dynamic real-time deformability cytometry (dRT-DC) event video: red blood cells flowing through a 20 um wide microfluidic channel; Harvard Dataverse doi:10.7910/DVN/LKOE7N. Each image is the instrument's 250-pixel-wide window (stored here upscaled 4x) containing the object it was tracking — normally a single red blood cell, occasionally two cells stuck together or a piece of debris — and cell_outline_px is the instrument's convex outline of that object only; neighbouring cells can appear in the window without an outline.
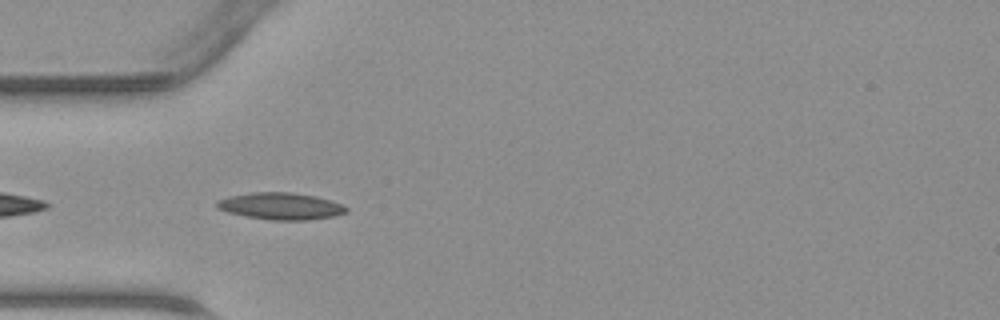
{"species": "common noctule bat (a hibernating species)", "species_latin": "Nyctalus noctula", "temperature_condition": "warm", "stored_images_in_passage": 26, "camera_frame_rate_fps": 3000, "um_per_image_px": 0.085, "animal": {"sex": "male", "body_mass_g": 23.1, "forearm_length_mm": 52.7}, "frame": {"image": 1, "passage_image": 7, "time_ms": 2.0, "image_size_px": [1000, 320], "cell_outline_px": [[348, 212], [332, 216], [308, 220], [272, 220], [248, 216], [228, 212], [216, 208], [216, 200], [228, 196], [252, 192], [292, 192], [316, 196], [332, 200], [344, 204], [348, 208]], "centroid_in_image_um": [23.88, 17.51], "position_along_channel_um": 61.1, "area_um2": 20.4}}
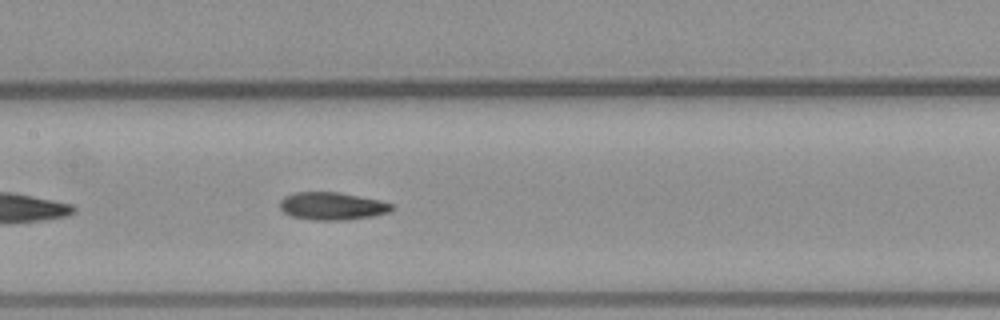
{"frame": {"image": 2, "passage_image": 15, "time_ms": 4.667, "image_size_px": [1000, 320], "cell_outline_px": [[396, 208], [388, 212], [372, 216], [348, 220], [312, 220], [292, 216], [284, 212], [280, 208], [280, 200], [284, 196], [296, 192], [336, 192], [360, 196], [380, 200], [396, 204]], "centroid_in_image_um": [28.27, 17.52], "position_along_channel_um": 179.1, "area_um2": 18.21}}
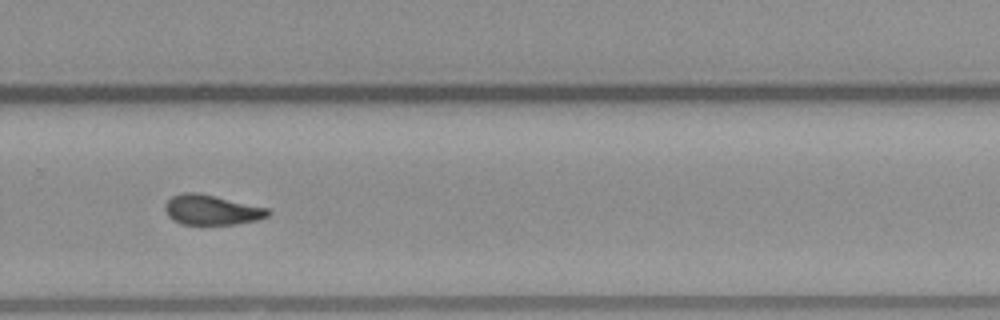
{"frame": {"image": 3, "passage_image": 24, "time_ms": 7.667, "image_size_px": [1000, 320], "cell_outline_px": [[272, 212], [268, 216], [260, 220], [236, 224], [184, 224], [172, 220], [168, 216], [164, 208], [164, 204], [172, 196], [184, 192], [196, 192], [216, 196], [268, 208]], "centroid_in_image_um": [18.0, 17.84], "position_along_channel_um": 311.8, "area_um2": 18.09}}